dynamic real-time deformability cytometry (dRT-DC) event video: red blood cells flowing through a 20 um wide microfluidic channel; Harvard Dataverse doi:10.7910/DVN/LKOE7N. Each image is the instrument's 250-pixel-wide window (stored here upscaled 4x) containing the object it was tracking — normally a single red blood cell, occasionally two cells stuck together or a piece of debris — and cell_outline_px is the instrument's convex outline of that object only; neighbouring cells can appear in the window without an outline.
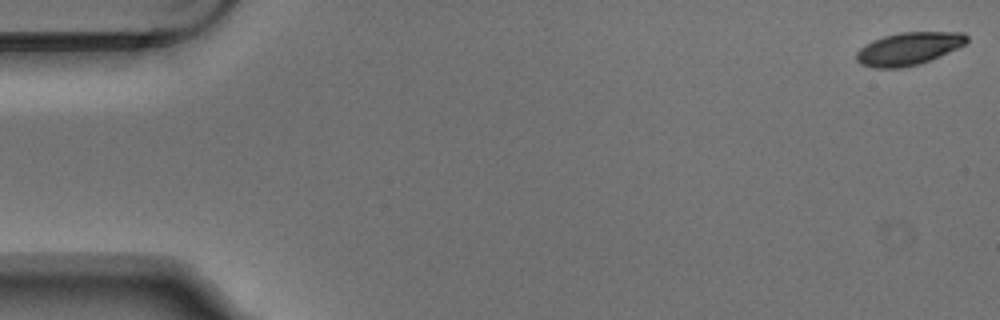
{"species": "Egyptian fruit bat (a non-hibernating species)", "species_latin": "Rousettus aegyptiacus", "temperature_condition": "warm", "stored_images_in_passage": 6, "camera_frame_rate_fps": 3000, "um_per_image_px": 0.085, "animal": {"sex": "male"}, "frame": {"image": 1, "passage_image": 1, "time_ms": 0.0, "image_size_px": [1000, 320], "cell_outline_px": [[968, 40], [964, 44], [956, 48], [928, 60], [916, 64], [900, 68], [872, 68], [860, 64], [856, 60], [856, 52], [864, 44], [872, 40], [884, 36], [900, 32], [964, 32], [968, 36]], "centroid_in_image_um": [77.17, 4.13], "position_along_channel_um": 7.8, "area_um2": 20.87}}
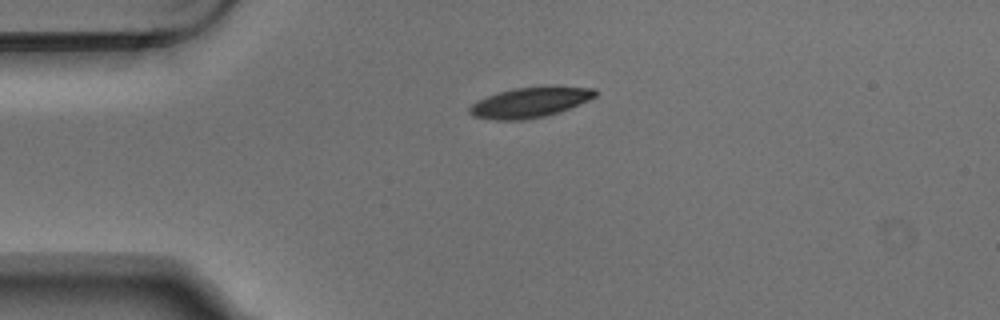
{"frame": {"image": 2, "passage_image": 4, "time_ms": 1.0, "image_size_px": [1000, 320], "cell_outline_px": [[600, 92], [596, 96], [588, 100], [560, 112], [544, 116], [524, 120], [496, 120], [472, 116], [468, 112], [468, 108], [472, 104], [488, 96], [500, 92], [516, 88], [544, 84], [596, 88]], "centroid_in_image_um": [45.12, 8.67], "position_along_channel_um": 39.9, "area_um2": 22.6}}
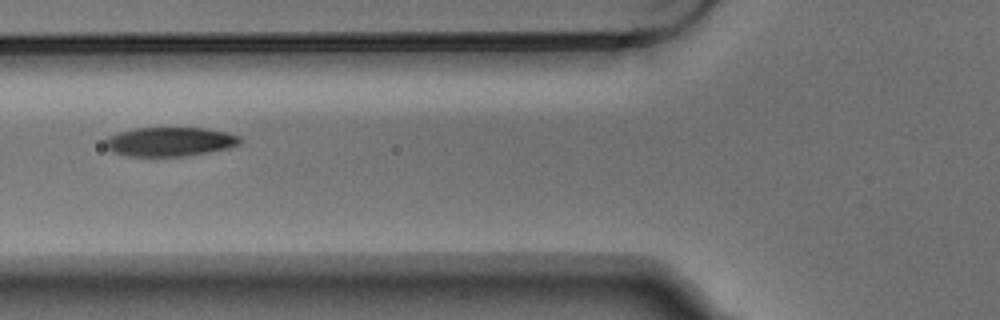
{"frame": {"image": 3, "passage_image": 6, "time_ms": 1.667, "image_size_px": [1000, 320], "cell_outline_px": [[240, 144], [228, 148], [208, 152], [184, 156], [128, 156], [112, 152], [104, 144], [104, 140], [108, 136], [120, 132], [136, 128], [204, 128], [228, 132], [240, 136]], "centroid_in_image_um": [14.43, 12.04], "position_along_channel_um": 111.4, "area_um2": 22.83}}